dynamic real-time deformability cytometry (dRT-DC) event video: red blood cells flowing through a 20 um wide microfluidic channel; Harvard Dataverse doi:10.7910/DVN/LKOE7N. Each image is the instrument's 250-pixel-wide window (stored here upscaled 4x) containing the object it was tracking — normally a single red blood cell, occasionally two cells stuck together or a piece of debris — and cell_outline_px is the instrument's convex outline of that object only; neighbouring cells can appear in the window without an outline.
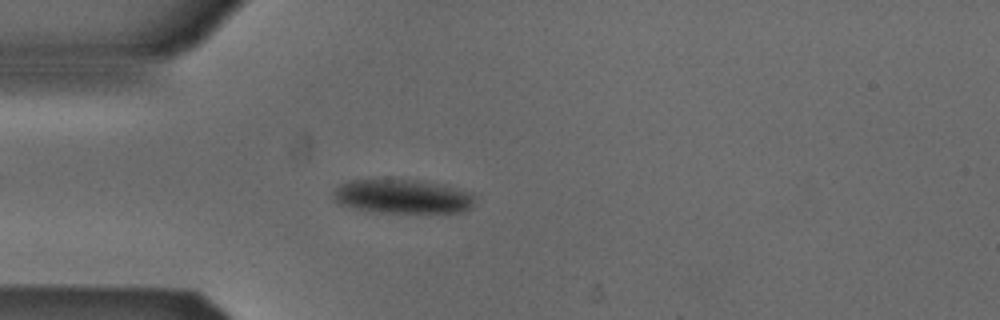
{"species": "Egyptian fruit bat (a non-hibernating species)", "species_latin": "Rousettus aegyptiacus", "temperature_condition": "cold", "stored_images_in_passage": 5, "camera_frame_rate_fps": 3000, "um_per_image_px": 0.085, "animal": {"sex": "male"}, "frame": {"image": 1, "passage_image": 5, "time_ms": 1.333, "image_size_px": [1000, 320], "cell_outline_px": [[476, 200], [472, 208], [468, 212], [376, 212], [352, 208], [336, 204], [332, 200], [332, 192], [340, 184], [348, 180], [384, 176], [388, 176], [424, 180], [448, 184], [472, 192]], "centroid_in_image_um": [34.2, 16.63], "position_along_channel_um": 50.8, "area_um2": 30.06}}